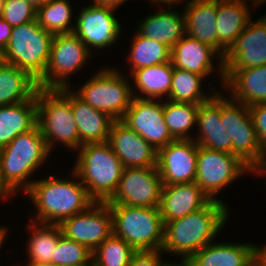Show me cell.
I'll return each instance as SVG.
<instances>
[{
	"mask_svg": "<svg viewBox=\"0 0 266 266\" xmlns=\"http://www.w3.org/2000/svg\"><path fill=\"white\" fill-rule=\"evenodd\" d=\"M258 140L266 155V103L249 106Z\"/></svg>",
	"mask_w": 266,
	"mask_h": 266,
	"instance_id": "obj_39",
	"label": "cell"
},
{
	"mask_svg": "<svg viewBox=\"0 0 266 266\" xmlns=\"http://www.w3.org/2000/svg\"><path fill=\"white\" fill-rule=\"evenodd\" d=\"M122 121L157 151L175 140L165 124L163 100L134 97Z\"/></svg>",
	"mask_w": 266,
	"mask_h": 266,
	"instance_id": "obj_15",
	"label": "cell"
},
{
	"mask_svg": "<svg viewBox=\"0 0 266 266\" xmlns=\"http://www.w3.org/2000/svg\"><path fill=\"white\" fill-rule=\"evenodd\" d=\"M171 51L173 67L202 75L206 79H210V74L218 72L217 74H220L218 85H222L223 88L225 80L223 57L214 48L186 34L172 47Z\"/></svg>",
	"mask_w": 266,
	"mask_h": 266,
	"instance_id": "obj_18",
	"label": "cell"
},
{
	"mask_svg": "<svg viewBox=\"0 0 266 266\" xmlns=\"http://www.w3.org/2000/svg\"><path fill=\"white\" fill-rule=\"evenodd\" d=\"M71 107L79 133V148L85 144L105 143L114 121L107 113L91 107L71 89Z\"/></svg>",
	"mask_w": 266,
	"mask_h": 266,
	"instance_id": "obj_27",
	"label": "cell"
},
{
	"mask_svg": "<svg viewBox=\"0 0 266 266\" xmlns=\"http://www.w3.org/2000/svg\"><path fill=\"white\" fill-rule=\"evenodd\" d=\"M7 228L9 229V227H4V225L3 226L0 225V252L1 250H3L1 248H3L4 242L6 240L5 238L8 236L9 233Z\"/></svg>",
	"mask_w": 266,
	"mask_h": 266,
	"instance_id": "obj_46",
	"label": "cell"
},
{
	"mask_svg": "<svg viewBox=\"0 0 266 266\" xmlns=\"http://www.w3.org/2000/svg\"><path fill=\"white\" fill-rule=\"evenodd\" d=\"M70 4L68 0H49L39 6L36 14L38 24L53 35L73 32L75 23L71 21L74 9Z\"/></svg>",
	"mask_w": 266,
	"mask_h": 266,
	"instance_id": "obj_35",
	"label": "cell"
},
{
	"mask_svg": "<svg viewBox=\"0 0 266 266\" xmlns=\"http://www.w3.org/2000/svg\"><path fill=\"white\" fill-rule=\"evenodd\" d=\"M12 26L0 17V54L6 48L12 33Z\"/></svg>",
	"mask_w": 266,
	"mask_h": 266,
	"instance_id": "obj_41",
	"label": "cell"
},
{
	"mask_svg": "<svg viewBox=\"0 0 266 266\" xmlns=\"http://www.w3.org/2000/svg\"><path fill=\"white\" fill-rule=\"evenodd\" d=\"M250 266H266V262L259 255H257L251 262Z\"/></svg>",
	"mask_w": 266,
	"mask_h": 266,
	"instance_id": "obj_47",
	"label": "cell"
},
{
	"mask_svg": "<svg viewBox=\"0 0 266 266\" xmlns=\"http://www.w3.org/2000/svg\"><path fill=\"white\" fill-rule=\"evenodd\" d=\"M186 34L218 52L217 0H185Z\"/></svg>",
	"mask_w": 266,
	"mask_h": 266,
	"instance_id": "obj_26",
	"label": "cell"
},
{
	"mask_svg": "<svg viewBox=\"0 0 266 266\" xmlns=\"http://www.w3.org/2000/svg\"><path fill=\"white\" fill-rule=\"evenodd\" d=\"M224 76L223 91L235 101L247 106L266 103V64L241 70H224Z\"/></svg>",
	"mask_w": 266,
	"mask_h": 266,
	"instance_id": "obj_24",
	"label": "cell"
},
{
	"mask_svg": "<svg viewBox=\"0 0 266 266\" xmlns=\"http://www.w3.org/2000/svg\"><path fill=\"white\" fill-rule=\"evenodd\" d=\"M184 0H148V2H150V4L151 3H153V4H158V5H156V7L157 6H166V5H174V6H176V5H179V4H182V3H184L183 2Z\"/></svg>",
	"mask_w": 266,
	"mask_h": 266,
	"instance_id": "obj_44",
	"label": "cell"
},
{
	"mask_svg": "<svg viewBox=\"0 0 266 266\" xmlns=\"http://www.w3.org/2000/svg\"><path fill=\"white\" fill-rule=\"evenodd\" d=\"M266 64V16L251 19L223 57L224 70Z\"/></svg>",
	"mask_w": 266,
	"mask_h": 266,
	"instance_id": "obj_17",
	"label": "cell"
},
{
	"mask_svg": "<svg viewBox=\"0 0 266 266\" xmlns=\"http://www.w3.org/2000/svg\"><path fill=\"white\" fill-rule=\"evenodd\" d=\"M53 36L37 20L14 26L0 60L17 66L38 81L48 65Z\"/></svg>",
	"mask_w": 266,
	"mask_h": 266,
	"instance_id": "obj_8",
	"label": "cell"
},
{
	"mask_svg": "<svg viewBox=\"0 0 266 266\" xmlns=\"http://www.w3.org/2000/svg\"><path fill=\"white\" fill-rule=\"evenodd\" d=\"M26 231L31 232L26 240L27 262L41 266L54 265V253L62 235L59 224H43L30 221Z\"/></svg>",
	"mask_w": 266,
	"mask_h": 266,
	"instance_id": "obj_30",
	"label": "cell"
},
{
	"mask_svg": "<svg viewBox=\"0 0 266 266\" xmlns=\"http://www.w3.org/2000/svg\"><path fill=\"white\" fill-rule=\"evenodd\" d=\"M36 125V94L23 102L0 106V149L17 135L30 131Z\"/></svg>",
	"mask_w": 266,
	"mask_h": 266,
	"instance_id": "obj_29",
	"label": "cell"
},
{
	"mask_svg": "<svg viewBox=\"0 0 266 266\" xmlns=\"http://www.w3.org/2000/svg\"><path fill=\"white\" fill-rule=\"evenodd\" d=\"M4 1L5 0H0V17L2 16L3 7H4Z\"/></svg>",
	"mask_w": 266,
	"mask_h": 266,
	"instance_id": "obj_52",
	"label": "cell"
},
{
	"mask_svg": "<svg viewBox=\"0 0 266 266\" xmlns=\"http://www.w3.org/2000/svg\"><path fill=\"white\" fill-rule=\"evenodd\" d=\"M37 9L26 0H5L2 18L12 27L36 20Z\"/></svg>",
	"mask_w": 266,
	"mask_h": 266,
	"instance_id": "obj_38",
	"label": "cell"
},
{
	"mask_svg": "<svg viewBox=\"0 0 266 266\" xmlns=\"http://www.w3.org/2000/svg\"><path fill=\"white\" fill-rule=\"evenodd\" d=\"M14 266H20V264L18 265H16V264H13ZM24 266H41V265H37V264H31V263H26V265H24Z\"/></svg>",
	"mask_w": 266,
	"mask_h": 266,
	"instance_id": "obj_53",
	"label": "cell"
},
{
	"mask_svg": "<svg viewBox=\"0 0 266 266\" xmlns=\"http://www.w3.org/2000/svg\"><path fill=\"white\" fill-rule=\"evenodd\" d=\"M216 242L204 246L186 263L189 266H250L258 255L257 244Z\"/></svg>",
	"mask_w": 266,
	"mask_h": 266,
	"instance_id": "obj_25",
	"label": "cell"
},
{
	"mask_svg": "<svg viewBox=\"0 0 266 266\" xmlns=\"http://www.w3.org/2000/svg\"><path fill=\"white\" fill-rule=\"evenodd\" d=\"M115 11L116 9L110 7L85 5L74 20L76 24L73 33L92 54L95 49L104 50L113 44L115 46L122 36V25L114 15Z\"/></svg>",
	"mask_w": 266,
	"mask_h": 266,
	"instance_id": "obj_13",
	"label": "cell"
},
{
	"mask_svg": "<svg viewBox=\"0 0 266 266\" xmlns=\"http://www.w3.org/2000/svg\"><path fill=\"white\" fill-rule=\"evenodd\" d=\"M221 121L232 139V154L252 171L266 157L258 140L249 106L237 102L221 90Z\"/></svg>",
	"mask_w": 266,
	"mask_h": 266,
	"instance_id": "obj_9",
	"label": "cell"
},
{
	"mask_svg": "<svg viewBox=\"0 0 266 266\" xmlns=\"http://www.w3.org/2000/svg\"><path fill=\"white\" fill-rule=\"evenodd\" d=\"M210 201L195 181L163 185L159 209L163 222L167 223L202 209Z\"/></svg>",
	"mask_w": 266,
	"mask_h": 266,
	"instance_id": "obj_21",
	"label": "cell"
},
{
	"mask_svg": "<svg viewBox=\"0 0 266 266\" xmlns=\"http://www.w3.org/2000/svg\"><path fill=\"white\" fill-rule=\"evenodd\" d=\"M228 208L226 202L211 200L196 212L164 223L161 251L187 262L204 246L215 241L230 218Z\"/></svg>",
	"mask_w": 266,
	"mask_h": 266,
	"instance_id": "obj_1",
	"label": "cell"
},
{
	"mask_svg": "<svg viewBox=\"0 0 266 266\" xmlns=\"http://www.w3.org/2000/svg\"><path fill=\"white\" fill-rule=\"evenodd\" d=\"M36 102L37 126L50 153L57 142L76 152L79 149V133L71 107V88H38Z\"/></svg>",
	"mask_w": 266,
	"mask_h": 266,
	"instance_id": "obj_5",
	"label": "cell"
},
{
	"mask_svg": "<svg viewBox=\"0 0 266 266\" xmlns=\"http://www.w3.org/2000/svg\"><path fill=\"white\" fill-rule=\"evenodd\" d=\"M62 234L94 251L113 233V216L107 202H94L60 224Z\"/></svg>",
	"mask_w": 266,
	"mask_h": 266,
	"instance_id": "obj_14",
	"label": "cell"
},
{
	"mask_svg": "<svg viewBox=\"0 0 266 266\" xmlns=\"http://www.w3.org/2000/svg\"><path fill=\"white\" fill-rule=\"evenodd\" d=\"M253 174L256 176H265L266 181V157L262 160L260 165L253 171Z\"/></svg>",
	"mask_w": 266,
	"mask_h": 266,
	"instance_id": "obj_45",
	"label": "cell"
},
{
	"mask_svg": "<svg viewBox=\"0 0 266 266\" xmlns=\"http://www.w3.org/2000/svg\"><path fill=\"white\" fill-rule=\"evenodd\" d=\"M95 72L78 89L72 87V91L94 109L107 113L114 120H122L134 98L129 75L123 76L120 69L106 65Z\"/></svg>",
	"mask_w": 266,
	"mask_h": 266,
	"instance_id": "obj_6",
	"label": "cell"
},
{
	"mask_svg": "<svg viewBox=\"0 0 266 266\" xmlns=\"http://www.w3.org/2000/svg\"><path fill=\"white\" fill-rule=\"evenodd\" d=\"M199 105L192 103L174 102L163 99L165 124L175 140H190L192 130H196ZM194 127V128H193Z\"/></svg>",
	"mask_w": 266,
	"mask_h": 266,
	"instance_id": "obj_34",
	"label": "cell"
},
{
	"mask_svg": "<svg viewBox=\"0 0 266 266\" xmlns=\"http://www.w3.org/2000/svg\"><path fill=\"white\" fill-rule=\"evenodd\" d=\"M173 71L171 61L133 71L129 76L133 82L131 84L133 97L160 100L165 97L164 99L167 100L172 85Z\"/></svg>",
	"mask_w": 266,
	"mask_h": 266,
	"instance_id": "obj_28",
	"label": "cell"
},
{
	"mask_svg": "<svg viewBox=\"0 0 266 266\" xmlns=\"http://www.w3.org/2000/svg\"><path fill=\"white\" fill-rule=\"evenodd\" d=\"M71 172L73 177L68 179L50 175L42 179L37 178L32 183L24 193L36 209L35 217L32 216L31 221L60 224L63 220L85 211L95 202L88 195L77 174L73 170Z\"/></svg>",
	"mask_w": 266,
	"mask_h": 266,
	"instance_id": "obj_2",
	"label": "cell"
},
{
	"mask_svg": "<svg viewBox=\"0 0 266 266\" xmlns=\"http://www.w3.org/2000/svg\"><path fill=\"white\" fill-rule=\"evenodd\" d=\"M204 80L207 79L202 75L174 67L172 85L167 100L197 105L209 101L217 90L214 87L213 92L205 93L203 91L205 84H202L205 83Z\"/></svg>",
	"mask_w": 266,
	"mask_h": 266,
	"instance_id": "obj_32",
	"label": "cell"
},
{
	"mask_svg": "<svg viewBox=\"0 0 266 266\" xmlns=\"http://www.w3.org/2000/svg\"><path fill=\"white\" fill-rule=\"evenodd\" d=\"M163 183L157 167L124 168L108 205L159 208Z\"/></svg>",
	"mask_w": 266,
	"mask_h": 266,
	"instance_id": "obj_12",
	"label": "cell"
},
{
	"mask_svg": "<svg viewBox=\"0 0 266 266\" xmlns=\"http://www.w3.org/2000/svg\"><path fill=\"white\" fill-rule=\"evenodd\" d=\"M92 255L86 246L62 234L55 249L54 265L92 266Z\"/></svg>",
	"mask_w": 266,
	"mask_h": 266,
	"instance_id": "obj_37",
	"label": "cell"
},
{
	"mask_svg": "<svg viewBox=\"0 0 266 266\" xmlns=\"http://www.w3.org/2000/svg\"><path fill=\"white\" fill-rule=\"evenodd\" d=\"M92 4L97 6H105L113 9H118L129 0H90Z\"/></svg>",
	"mask_w": 266,
	"mask_h": 266,
	"instance_id": "obj_42",
	"label": "cell"
},
{
	"mask_svg": "<svg viewBox=\"0 0 266 266\" xmlns=\"http://www.w3.org/2000/svg\"><path fill=\"white\" fill-rule=\"evenodd\" d=\"M14 195L15 194L4 184L0 167V200L3 202L4 200L8 202V198L11 199Z\"/></svg>",
	"mask_w": 266,
	"mask_h": 266,
	"instance_id": "obj_43",
	"label": "cell"
},
{
	"mask_svg": "<svg viewBox=\"0 0 266 266\" xmlns=\"http://www.w3.org/2000/svg\"><path fill=\"white\" fill-rule=\"evenodd\" d=\"M113 216V233L136 252L161 251L164 222L156 207L109 205Z\"/></svg>",
	"mask_w": 266,
	"mask_h": 266,
	"instance_id": "obj_7",
	"label": "cell"
},
{
	"mask_svg": "<svg viewBox=\"0 0 266 266\" xmlns=\"http://www.w3.org/2000/svg\"><path fill=\"white\" fill-rule=\"evenodd\" d=\"M167 266H189L186 262H170Z\"/></svg>",
	"mask_w": 266,
	"mask_h": 266,
	"instance_id": "obj_50",
	"label": "cell"
},
{
	"mask_svg": "<svg viewBox=\"0 0 266 266\" xmlns=\"http://www.w3.org/2000/svg\"><path fill=\"white\" fill-rule=\"evenodd\" d=\"M124 168L157 167L158 151L122 120H114L109 140Z\"/></svg>",
	"mask_w": 266,
	"mask_h": 266,
	"instance_id": "obj_19",
	"label": "cell"
},
{
	"mask_svg": "<svg viewBox=\"0 0 266 266\" xmlns=\"http://www.w3.org/2000/svg\"><path fill=\"white\" fill-rule=\"evenodd\" d=\"M162 251H142L136 252L128 266H167L170 260L166 261L161 255Z\"/></svg>",
	"mask_w": 266,
	"mask_h": 266,
	"instance_id": "obj_40",
	"label": "cell"
},
{
	"mask_svg": "<svg viewBox=\"0 0 266 266\" xmlns=\"http://www.w3.org/2000/svg\"><path fill=\"white\" fill-rule=\"evenodd\" d=\"M93 55L73 32L53 36L44 75L37 81L42 89L70 88L69 77L85 68ZM88 61V62H87Z\"/></svg>",
	"mask_w": 266,
	"mask_h": 266,
	"instance_id": "obj_10",
	"label": "cell"
},
{
	"mask_svg": "<svg viewBox=\"0 0 266 266\" xmlns=\"http://www.w3.org/2000/svg\"><path fill=\"white\" fill-rule=\"evenodd\" d=\"M249 5L256 9L253 0H217L218 53L222 57L253 18Z\"/></svg>",
	"mask_w": 266,
	"mask_h": 266,
	"instance_id": "obj_22",
	"label": "cell"
},
{
	"mask_svg": "<svg viewBox=\"0 0 266 266\" xmlns=\"http://www.w3.org/2000/svg\"><path fill=\"white\" fill-rule=\"evenodd\" d=\"M247 174L253 171L234 154L198 146L195 182L211 200L224 202L217 195Z\"/></svg>",
	"mask_w": 266,
	"mask_h": 266,
	"instance_id": "obj_11",
	"label": "cell"
},
{
	"mask_svg": "<svg viewBox=\"0 0 266 266\" xmlns=\"http://www.w3.org/2000/svg\"><path fill=\"white\" fill-rule=\"evenodd\" d=\"M197 133L193 140L198 146L232 153V139L221 121V93L215 95L207 102L199 104L196 122Z\"/></svg>",
	"mask_w": 266,
	"mask_h": 266,
	"instance_id": "obj_20",
	"label": "cell"
},
{
	"mask_svg": "<svg viewBox=\"0 0 266 266\" xmlns=\"http://www.w3.org/2000/svg\"><path fill=\"white\" fill-rule=\"evenodd\" d=\"M132 36L129 57L126 59L129 64L128 72L144 67L171 61V48L163 43L141 36L136 30Z\"/></svg>",
	"mask_w": 266,
	"mask_h": 266,
	"instance_id": "obj_33",
	"label": "cell"
},
{
	"mask_svg": "<svg viewBox=\"0 0 266 266\" xmlns=\"http://www.w3.org/2000/svg\"><path fill=\"white\" fill-rule=\"evenodd\" d=\"M38 84L26 71L0 60V106L31 99Z\"/></svg>",
	"mask_w": 266,
	"mask_h": 266,
	"instance_id": "obj_31",
	"label": "cell"
},
{
	"mask_svg": "<svg viewBox=\"0 0 266 266\" xmlns=\"http://www.w3.org/2000/svg\"><path fill=\"white\" fill-rule=\"evenodd\" d=\"M51 155L38 126L17 135L0 149V167L4 184L16 195L24 194L35 181L33 173L46 164ZM45 162V163H44Z\"/></svg>",
	"mask_w": 266,
	"mask_h": 266,
	"instance_id": "obj_3",
	"label": "cell"
},
{
	"mask_svg": "<svg viewBox=\"0 0 266 266\" xmlns=\"http://www.w3.org/2000/svg\"><path fill=\"white\" fill-rule=\"evenodd\" d=\"M73 171L95 202H107L116 192L124 166L109 142L82 145Z\"/></svg>",
	"mask_w": 266,
	"mask_h": 266,
	"instance_id": "obj_4",
	"label": "cell"
},
{
	"mask_svg": "<svg viewBox=\"0 0 266 266\" xmlns=\"http://www.w3.org/2000/svg\"><path fill=\"white\" fill-rule=\"evenodd\" d=\"M165 7H157L159 9L155 10L154 14L146 15L144 20H139L135 30L141 36L163 43L172 49L186 35L185 16L184 12L175 10L177 7L174 5H168L167 9Z\"/></svg>",
	"mask_w": 266,
	"mask_h": 266,
	"instance_id": "obj_23",
	"label": "cell"
},
{
	"mask_svg": "<svg viewBox=\"0 0 266 266\" xmlns=\"http://www.w3.org/2000/svg\"><path fill=\"white\" fill-rule=\"evenodd\" d=\"M26 1L30 2L37 9L39 6L46 4L49 0H26Z\"/></svg>",
	"mask_w": 266,
	"mask_h": 266,
	"instance_id": "obj_49",
	"label": "cell"
},
{
	"mask_svg": "<svg viewBox=\"0 0 266 266\" xmlns=\"http://www.w3.org/2000/svg\"><path fill=\"white\" fill-rule=\"evenodd\" d=\"M253 1L256 3L257 6H262V4H266V0H253Z\"/></svg>",
	"mask_w": 266,
	"mask_h": 266,
	"instance_id": "obj_51",
	"label": "cell"
},
{
	"mask_svg": "<svg viewBox=\"0 0 266 266\" xmlns=\"http://www.w3.org/2000/svg\"><path fill=\"white\" fill-rule=\"evenodd\" d=\"M258 255L266 262V244L262 246L258 244Z\"/></svg>",
	"mask_w": 266,
	"mask_h": 266,
	"instance_id": "obj_48",
	"label": "cell"
},
{
	"mask_svg": "<svg viewBox=\"0 0 266 266\" xmlns=\"http://www.w3.org/2000/svg\"><path fill=\"white\" fill-rule=\"evenodd\" d=\"M198 145L193 140H173L160 148L157 169L163 185L194 182L197 173Z\"/></svg>",
	"mask_w": 266,
	"mask_h": 266,
	"instance_id": "obj_16",
	"label": "cell"
},
{
	"mask_svg": "<svg viewBox=\"0 0 266 266\" xmlns=\"http://www.w3.org/2000/svg\"><path fill=\"white\" fill-rule=\"evenodd\" d=\"M136 251L112 233L94 251L92 266H128Z\"/></svg>",
	"mask_w": 266,
	"mask_h": 266,
	"instance_id": "obj_36",
	"label": "cell"
}]
</instances>
